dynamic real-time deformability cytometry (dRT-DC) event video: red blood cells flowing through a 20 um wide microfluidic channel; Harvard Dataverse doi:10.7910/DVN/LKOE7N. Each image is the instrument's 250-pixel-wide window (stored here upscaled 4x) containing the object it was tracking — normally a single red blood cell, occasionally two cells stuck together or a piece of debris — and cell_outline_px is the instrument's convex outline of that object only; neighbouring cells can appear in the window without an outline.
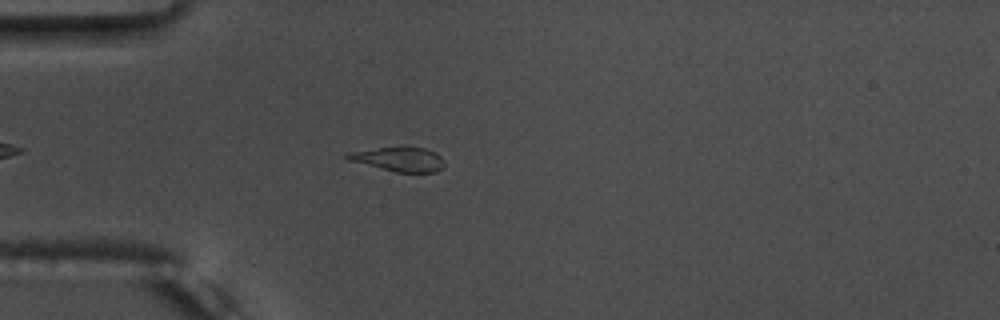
{"species": "common noctule bat (a hibernating species)", "species_latin": "Nyctalus noctula", "temperature_condition": "warm", "stored_images_in_passage": 47, "camera_frame_rate_fps": 3000, "um_per_image_px": 0.085, "animal": {"sex": "male", "body_mass_g": 17.5, "forearm_length_mm": 52.3}, "frame": {"image": 1, "passage_image": 8, "time_ms": 2.333, "image_size_px": [1000, 320], "cell_outline_px": [[444, 164], [436, 172], [396, 172], [348, 160], [344, 156], [348, 152], [400, 144], [404, 144], [424, 148], [440, 156], [444, 160]], "centroid_in_image_um": [33.88, 13.48], "position_along_channel_um": 51.1, "area_um2": 14.1}}
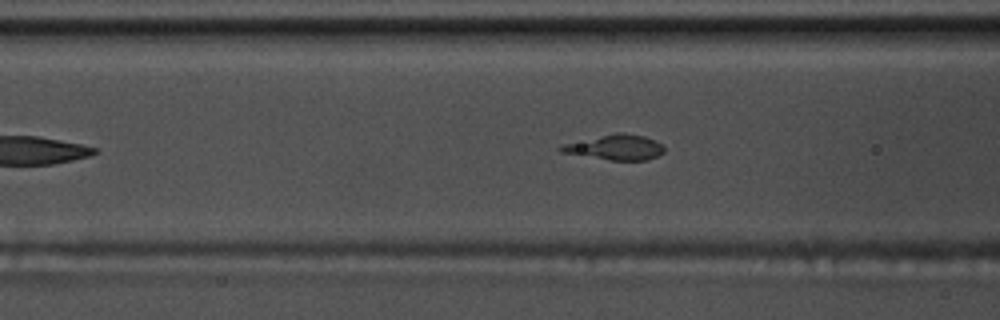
{"frame": {"image": 2, "passage_image": 14, "time_ms": 4.333, "image_size_px": [1000, 320], "cell_outline_px": [[664, 152], [648, 160], [612, 160], [560, 152], [556, 148], [564, 144], [616, 132], [620, 132], [644, 136], [660, 144], [664, 148]], "centroid_in_image_um": [52.29, 12.52], "position_along_channel_um": 114.3, "area_um2": 14.85}, "authors_computed_cell_mechanics": {"area_um2": 14.8546, "velocity_mm_per_s": 3.7263, "shape_relaxation_time_tau1_ms": 8.4987, "shape_relaxation_time_tau2_ms": 1.9918, "deformation_change_tau1": 0.1953, "deformation_change_tau2": 0.0324}}